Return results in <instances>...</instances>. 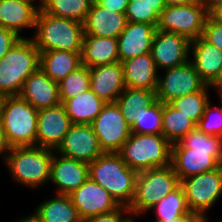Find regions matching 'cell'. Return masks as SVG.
<instances>
[{"label": "cell", "mask_w": 222, "mask_h": 222, "mask_svg": "<svg viewBox=\"0 0 222 222\" xmlns=\"http://www.w3.org/2000/svg\"><path fill=\"white\" fill-rule=\"evenodd\" d=\"M54 151L40 146L13 147L2 158L11 177L33 189L50 181Z\"/></svg>", "instance_id": "obj_5"}, {"label": "cell", "mask_w": 222, "mask_h": 222, "mask_svg": "<svg viewBox=\"0 0 222 222\" xmlns=\"http://www.w3.org/2000/svg\"><path fill=\"white\" fill-rule=\"evenodd\" d=\"M209 88L211 86L206 85L200 91L174 99L170 104L197 125L209 100L207 93Z\"/></svg>", "instance_id": "obj_34"}, {"label": "cell", "mask_w": 222, "mask_h": 222, "mask_svg": "<svg viewBox=\"0 0 222 222\" xmlns=\"http://www.w3.org/2000/svg\"><path fill=\"white\" fill-rule=\"evenodd\" d=\"M210 14L215 8L222 6V0H199Z\"/></svg>", "instance_id": "obj_43"}, {"label": "cell", "mask_w": 222, "mask_h": 222, "mask_svg": "<svg viewBox=\"0 0 222 222\" xmlns=\"http://www.w3.org/2000/svg\"><path fill=\"white\" fill-rule=\"evenodd\" d=\"M89 74L90 89L106 103L116 102L126 88L121 62L90 67Z\"/></svg>", "instance_id": "obj_19"}, {"label": "cell", "mask_w": 222, "mask_h": 222, "mask_svg": "<svg viewBox=\"0 0 222 222\" xmlns=\"http://www.w3.org/2000/svg\"><path fill=\"white\" fill-rule=\"evenodd\" d=\"M9 147L5 141L4 133H3V127L0 120V154L1 153H8Z\"/></svg>", "instance_id": "obj_45"}, {"label": "cell", "mask_w": 222, "mask_h": 222, "mask_svg": "<svg viewBox=\"0 0 222 222\" xmlns=\"http://www.w3.org/2000/svg\"><path fill=\"white\" fill-rule=\"evenodd\" d=\"M3 99H4V96H2V95L0 94V112H1V106H2V101H3Z\"/></svg>", "instance_id": "obj_51"}, {"label": "cell", "mask_w": 222, "mask_h": 222, "mask_svg": "<svg viewBox=\"0 0 222 222\" xmlns=\"http://www.w3.org/2000/svg\"><path fill=\"white\" fill-rule=\"evenodd\" d=\"M222 102V94L220 95ZM207 101L202 118L196 127L205 134L222 137V103L221 107L213 106ZM216 111V114L214 112Z\"/></svg>", "instance_id": "obj_37"}, {"label": "cell", "mask_w": 222, "mask_h": 222, "mask_svg": "<svg viewBox=\"0 0 222 222\" xmlns=\"http://www.w3.org/2000/svg\"><path fill=\"white\" fill-rule=\"evenodd\" d=\"M72 124H92L106 102L91 89L68 100H60Z\"/></svg>", "instance_id": "obj_27"}, {"label": "cell", "mask_w": 222, "mask_h": 222, "mask_svg": "<svg viewBox=\"0 0 222 222\" xmlns=\"http://www.w3.org/2000/svg\"><path fill=\"white\" fill-rule=\"evenodd\" d=\"M212 88L218 89L219 91V95L222 94V68L220 71V74L218 76V78L210 85Z\"/></svg>", "instance_id": "obj_47"}, {"label": "cell", "mask_w": 222, "mask_h": 222, "mask_svg": "<svg viewBox=\"0 0 222 222\" xmlns=\"http://www.w3.org/2000/svg\"><path fill=\"white\" fill-rule=\"evenodd\" d=\"M209 16L217 23L222 25V6L215 8Z\"/></svg>", "instance_id": "obj_46"}, {"label": "cell", "mask_w": 222, "mask_h": 222, "mask_svg": "<svg viewBox=\"0 0 222 222\" xmlns=\"http://www.w3.org/2000/svg\"><path fill=\"white\" fill-rule=\"evenodd\" d=\"M190 43L191 41L183 35L156 29L151 55L157 70L177 67L189 61Z\"/></svg>", "instance_id": "obj_14"}, {"label": "cell", "mask_w": 222, "mask_h": 222, "mask_svg": "<svg viewBox=\"0 0 222 222\" xmlns=\"http://www.w3.org/2000/svg\"><path fill=\"white\" fill-rule=\"evenodd\" d=\"M172 144L162 134L132 133L118 152L137 172L171 165Z\"/></svg>", "instance_id": "obj_7"}, {"label": "cell", "mask_w": 222, "mask_h": 222, "mask_svg": "<svg viewBox=\"0 0 222 222\" xmlns=\"http://www.w3.org/2000/svg\"><path fill=\"white\" fill-rule=\"evenodd\" d=\"M126 23L124 13L108 10L94 0L83 22L84 36L117 39L123 32Z\"/></svg>", "instance_id": "obj_21"}, {"label": "cell", "mask_w": 222, "mask_h": 222, "mask_svg": "<svg viewBox=\"0 0 222 222\" xmlns=\"http://www.w3.org/2000/svg\"><path fill=\"white\" fill-rule=\"evenodd\" d=\"M80 66H82L81 52L64 50L40 52L39 68L57 83Z\"/></svg>", "instance_id": "obj_26"}, {"label": "cell", "mask_w": 222, "mask_h": 222, "mask_svg": "<svg viewBox=\"0 0 222 222\" xmlns=\"http://www.w3.org/2000/svg\"><path fill=\"white\" fill-rule=\"evenodd\" d=\"M33 41L39 52L64 50L82 52L84 29L83 23L54 17L41 8L36 15Z\"/></svg>", "instance_id": "obj_3"}, {"label": "cell", "mask_w": 222, "mask_h": 222, "mask_svg": "<svg viewBox=\"0 0 222 222\" xmlns=\"http://www.w3.org/2000/svg\"><path fill=\"white\" fill-rule=\"evenodd\" d=\"M81 58L88 68L119 62L117 39L84 36Z\"/></svg>", "instance_id": "obj_25"}, {"label": "cell", "mask_w": 222, "mask_h": 222, "mask_svg": "<svg viewBox=\"0 0 222 222\" xmlns=\"http://www.w3.org/2000/svg\"><path fill=\"white\" fill-rule=\"evenodd\" d=\"M89 178L88 163L63 155H53L50 182L57 186V194L70 195Z\"/></svg>", "instance_id": "obj_17"}, {"label": "cell", "mask_w": 222, "mask_h": 222, "mask_svg": "<svg viewBox=\"0 0 222 222\" xmlns=\"http://www.w3.org/2000/svg\"><path fill=\"white\" fill-rule=\"evenodd\" d=\"M191 212L200 216L205 213L222 194V171L217 169L193 175L180 181Z\"/></svg>", "instance_id": "obj_10"}, {"label": "cell", "mask_w": 222, "mask_h": 222, "mask_svg": "<svg viewBox=\"0 0 222 222\" xmlns=\"http://www.w3.org/2000/svg\"><path fill=\"white\" fill-rule=\"evenodd\" d=\"M18 222H41V219L39 217V214L37 212H34L32 215L25 217L22 220H19Z\"/></svg>", "instance_id": "obj_48"}, {"label": "cell", "mask_w": 222, "mask_h": 222, "mask_svg": "<svg viewBox=\"0 0 222 222\" xmlns=\"http://www.w3.org/2000/svg\"><path fill=\"white\" fill-rule=\"evenodd\" d=\"M89 165V177L109 192L119 206L130 207L138 172L119 153L104 152Z\"/></svg>", "instance_id": "obj_2"}, {"label": "cell", "mask_w": 222, "mask_h": 222, "mask_svg": "<svg viewBox=\"0 0 222 222\" xmlns=\"http://www.w3.org/2000/svg\"><path fill=\"white\" fill-rule=\"evenodd\" d=\"M196 124L178 111L170 103H162V135L173 145L187 133L193 131Z\"/></svg>", "instance_id": "obj_30"}, {"label": "cell", "mask_w": 222, "mask_h": 222, "mask_svg": "<svg viewBox=\"0 0 222 222\" xmlns=\"http://www.w3.org/2000/svg\"><path fill=\"white\" fill-rule=\"evenodd\" d=\"M130 217H127L123 222H135L133 221V218L131 217V215H128Z\"/></svg>", "instance_id": "obj_50"}, {"label": "cell", "mask_w": 222, "mask_h": 222, "mask_svg": "<svg viewBox=\"0 0 222 222\" xmlns=\"http://www.w3.org/2000/svg\"><path fill=\"white\" fill-rule=\"evenodd\" d=\"M60 100H68L90 89V74L87 66H80L58 83Z\"/></svg>", "instance_id": "obj_35"}, {"label": "cell", "mask_w": 222, "mask_h": 222, "mask_svg": "<svg viewBox=\"0 0 222 222\" xmlns=\"http://www.w3.org/2000/svg\"><path fill=\"white\" fill-rule=\"evenodd\" d=\"M122 65L125 87L157 90L159 75L151 53L123 61Z\"/></svg>", "instance_id": "obj_24"}, {"label": "cell", "mask_w": 222, "mask_h": 222, "mask_svg": "<svg viewBox=\"0 0 222 222\" xmlns=\"http://www.w3.org/2000/svg\"><path fill=\"white\" fill-rule=\"evenodd\" d=\"M18 96L37 110L50 108L61 103L58 83L40 68L25 80Z\"/></svg>", "instance_id": "obj_20"}, {"label": "cell", "mask_w": 222, "mask_h": 222, "mask_svg": "<svg viewBox=\"0 0 222 222\" xmlns=\"http://www.w3.org/2000/svg\"><path fill=\"white\" fill-rule=\"evenodd\" d=\"M125 213L130 214L128 207L119 206L114 211L89 217L83 222H123L127 218L123 216Z\"/></svg>", "instance_id": "obj_39"}, {"label": "cell", "mask_w": 222, "mask_h": 222, "mask_svg": "<svg viewBox=\"0 0 222 222\" xmlns=\"http://www.w3.org/2000/svg\"><path fill=\"white\" fill-rule=\"evenodd\" d=\"M165 8L164 0H129L125 12L126 21L157 25Z\"/></svg>", "instance_id": "obj_32"}, {"label": "cell", "mask_w": 222, "mask_h": 222, "mask_svg": "<svg viewBox=\"0 0 222 222\" xmlns=\"http://www.w3.org/2000/svg\"><path fill=\"white\" fill-rule=\"evenodd\" d=\"M219 168H220L221 171H222V155H221V159H220V162H219Z\"/></svg>", "instance_id": "obj_52"}, {"label": "cell", "mask_w": 222, "mask_h": 222, "mask_svg": "<svg viewBox=\"0 0 222 222\" xmlns=\"http://www.w3.org/2000/svg\"><path fill=\"white\" fill-rule=\"evenodd\" d=\"M199 217V214L190 212L183 214L175 219L169 218L167 220H155V222H195Z\"/></svg>", "instance_id": "obj_42"}, {"label": "cell", "mask_w": 222, "mask_h": 222, "mask_svg": "<svg viewBox=\"0 0 222 222\" xmlns=\"http://www.w3.org/2000/svg\"><path fill=\"white\" fill-rule=\"evenodd\" d=\"M22 36L0 26V60Z\"/></svg>", "instance_id": "obj_40"}, {"label": "cell", "mask_w": 222, "mask_h": 222, "mask_svg": "<svg viewBox=\"0 0 222 222\" xmlns=\"http://www.w3.org/2000/svg\"><path fill=\"white\" fill-rule=\"evenodd\" d=\"M159 76L156 90L157 100L170 103L174 99L202 90L207 84L200 78L191 61L165 69Z\"/></svg>", "instance_id": "obj_12"}, {"label": "cell", "mask_w": 222, "mask_h": 222, "mask_svg": "<svg viewBox=\"0 0 222 222\" xmlns=\"http://www.w3.org/2000/svg\"><path fill=\"white\" fill-rule=\"evenodd\" d=\"M38 111L19 96H4L0 120L9 148L36 146Z\"/></svg>", "instance_id": "obj_6"}, {"label": "cell", "mask_w": 222, "mask_h": 222, "mask_svg": "<svg viewBox=\"0 0 222 222\" xmlns=\"http://www.w3.org/2000/svg\"><path fill=\"white\" fill-rule=\"evenodd\" d=\"M72 126L62 103L40 109L37 119L36 146L56 150Z\"/></svg>", "instance_id": "obj_16"}, {"label": "cell", "mask_w": 222, "mask_h": 222, "mask_svg": "<svg viewBox=\"0 0 222 222\" xmlns=\"http://www.w3.org/2000/svg\"><path fill=\"white\" fill-rule=\"evenodd\" d=\"M191 49L194 57L190 60L191 63L200 78L207 85H211L218 78L222 68V51L202 36L191 41Z\"/></svg>", "instance_id": "obj_23"}, {"label": "cell", "mask_w": 222, "mask_h": 222, "mask_svg": "<svg viewBox=\"0 0 222 222\" xmlns=\"http://www.w3.org/2000/svg\"><path fill=\"white\" fill-rule=\"evenodd\" d=\"M222 137L205 134L197 127L171 148V166L179 180L219 167Z\"/></svg>", "instance_id": "obj_1"}, {"label": "cell", "mask_w": 222, "mask_h": 222, "mask_svg": "<svg viewBox=\"0 0 222 222\" xmlns=\"http://www.w3.org/2000/svg\"><path fill=\"white\" fill-rule=\"evenodd\" d=\"M35 0H0V26L18 36L23 28H35L36 15L40 7Z\"/></svg>", "instance_id": "obj_22"}, {"label": "cell", "mask_w": 222, "mask_h": 222, "mask_svg": "<svg viewBox=\"0 0 222 222\" xmlns=\"http://www.w3.org/2000/svg\"><path fill=\"white\" fill-rule=\"evenodd\" d=\"M55 151L88 164L104 153L91 124H72Z\"/></svg>", "instance_id": "obj_13"}, {"label": "cell", "mask_w": 222, "mask_h": 222, "mask_svg": "<svg viewBox=\"0 0 222 222\" xmlns=\"http://www.w3.org/2000/svg\"><path fill=\"white\" fill-rule=\"evenodd\" d=\"M69 197L83 221L92 216L114 211L119 207L109 192L90 177Z\"/></svg>", "instance_id": "obj_15"}, {"label": "cell", "mask_w": 222, "mask_h": 222, "mask_svg": "<svg viewBox=\"0 0 222 222\" xmlns=\"http://www.w3.org/2000/svg\"><path fill=\"white\" fill-rule=\"evenodd\" d=\"M131 131L135 134H162V102L157 100L143 110L131 126Z\"/></svg>", "instance_id": "obj_36"}, {"label": "cell", "mask_w": 222, "mask_h": 222, "mask_svg": "<svg viewBox=\"0 0 222 222\" xmlns=\"http://www.w3.org/2000/svg\"><path fill=\"white\" fill-rule=\"evenodd\" d=\"M199 0H164L166 6H178L197 3Z\"/></svg>", "instance_id": "obj_44"}, {"label": "cell", "mask_w": 222, "mask_h": 222, "mask_svg": "<svg viewBox=\"0 0 222 222\" xmlns=\"http://www.w3.org/2000/svg\"><path fill=\"white\" fill-rule=\"evenodd\" d=\"M157 101L155 90L128 88L116 100L126 122L132 126L143 110Z\"/></svg>", "instance_id": "obj_28"}, {"label": "cell", "mask_w": 222, "mask_h": 222, "mask_svg": "<svg viewBox=\"0 0 222 222\" xmlns=\"http://www.w3.org/2000/svg\"><path fill=\"white\" fill-rule=\"evenodd\" d=\"M91 125L103 152L118 153L132 134L117 102H107Z\"/></svg>", "instance_id": "obj_11"}, {"label": "cell", "mask_w": 222, "mask_h": 222, "mask_svg": "<svg viewBox=\"0 0 222 222\" xmlns=\"http://www.w3.org/2000/svg\"><path fill=\"white\" fill-rule=\"evenodd\" d=\"M180 185L171 165L138 172L135 196L128 208L131 215L143 214Z\"/></svg>", "instance_id": "obj_8"}, {"label": "cell", "mask_w": 222, "mask_h": 222, "mask_svg": "<svg viewBox=\"0 0 222 222\" xmlns=\"http://www.w3.org/2000/svg\"><path fill=\"white\" fill-rule=\"evenodd\" d=\"M209 13L198 1L188 5L166 6L159 17L157 30L185 36L190 41L202 36Z\"/></svg>", "instance_id": "obj_9"}, {"label": "cell", "mask_w": 222, "mask_h": 222, "mask_svg": "<svg viewBox=\"0 0 222 222\" xmlns=\"http://www.w3.org/2000/svg\"><path fill=\"white\" fill-rule=\"evenodd\" d=\"M56 195L36 208L41 222H83L69 195Z\"/></svg>", "instance_id": "obj_29"}, {"label": "cell", "mask_w": 222, "mask_h": 222, "mask_svg": "<svg viewBox=\"0 0 222 222\" xmlns=\"http://www.w3.org/2000/svg\"><path fill=\"white\" fill-rule=\"evenodd\" d=\"M100 6L108 10L124 13L126 12L129 0H95Z\"/></svg>", "instance_id": "obj_41"}, {"label": "cell", "mask_w": 222, "mask_h": 222, "mask_svg": "<svg viewBox=\"0 0 222 222\" xmlns=\"http://www.w3.org/2000/svg\"><path fill=\"white\" fill-rule=\"evenodd\" d=\"M157 25L127 22L117 38L119 62L151 53Z\"/></svg>", "instance_id": "obj_18"}, {"label": "cell", "mask_w": 222, "mask_h": 222, "mask_svg": "<svg viewBox=\"0 0 222 222\" xmlns=\"http://www.w3.org/2000/svg\"><path fill=\"white\" fill-rule=\"evenodd\" d=\"M202 37L222 51V25L207 17Z\"/></svg>", "instance_id": "obj_38"}, {"label": "cell", "mask_w": 222, "mask_h": 222, "mask_svg": "<svg viewBox=\"0 0 222 222\" xmlns=\"http://www.w3.org/2000/svg\"><path fill=\"white\" fill-rule=\"evenodd\" d=\"M155 208L157 213L156 215L158 216L155 220H167L169 218L175 219L183 214L191 212L181 185L170 192L150 210Z\"/></svg>", "instance_id": "obj_33"}, {"label": "cell", "mask_w": 222, "mask_h": 222, "mask_svg": "<svg viewBox=\"0 0 222 222\" xmlns=\"http://www.w3.org/2000/svg\"><path fill=\"white\" fill-rule=\"evenodd\" d=\"M206 220H207L206 216H200L195 222H207Z\"/></svg>", "instance_id": "obj_49"}, {"label": "cell", "mask_w": 222, "mask_h": 222, "mask_svg": "<svg viewBox=\"0 0 222 222\" xmlns=\"http://www.w3.org/2000/svg\"><path fill=\"white\" fill-rule=\"evenodd\" d=\"M40 52L32 38H20L0 60V94L18 96L25 80L39 69Z\"/></svg>", "instance_id": "obj_4"}, {"label": "cell", "mask_w": 222, "mask_h": 222, "mask_svg": "<svg viewBox=\"0 0 222 222\" xmlns=\"http://www.w3.org/2000/svg\"><path fill=\"white\" fill-rule=\"evenodd\" d=\"M94 0H42L39 7L54 17L83 23Z\"/></svg>", "instance_id": "obj_31"}]
</instances>
